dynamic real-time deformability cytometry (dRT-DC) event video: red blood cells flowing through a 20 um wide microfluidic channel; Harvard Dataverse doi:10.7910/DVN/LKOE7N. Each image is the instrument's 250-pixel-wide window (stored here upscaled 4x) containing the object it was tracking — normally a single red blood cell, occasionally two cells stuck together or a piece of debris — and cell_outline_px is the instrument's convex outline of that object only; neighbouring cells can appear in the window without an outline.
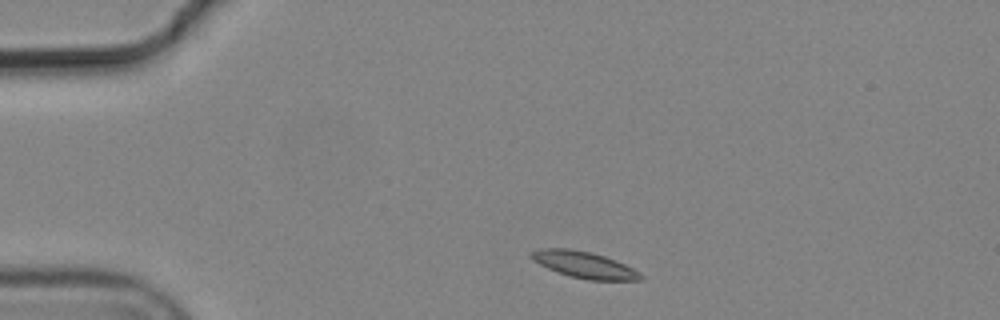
{"species": "common noctule bat (a hibernating species)", "species_latin": "Nyctalus noctula", "temperature_condition": "cold", "stored_images_in_passage": 3, "camera_frame_rate_fps": 3000, "um_per_image_px": 0.085, "animal": {"sex": "male", "body_mass_g": 19.2, "forearm_length_mm": 51.8}, "frame": {"image": 1, "passage_image": 1, "time_ms": 0.0, "image_size_px": [1000, 320], "cell_outline_px": [[644, 276], [640, 280], [588, 280], [572, 276], [548, 268], [532, 260], [528, 256], [528, 252], [540, 248], [568, 248], [592, 252], [616, 260], [640, 272]], "centroid_in_image_um": [49.63, 22.48], "position_along_channel_um": 35.4, "area_um2": 16.88}}
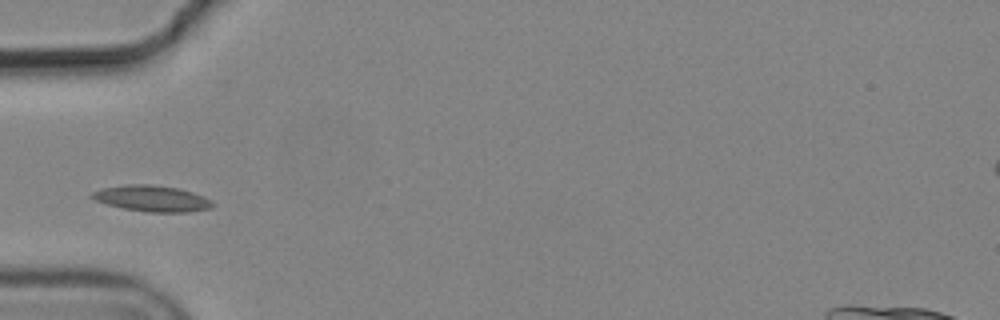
{"frame": {"image": 2, "passage_image": 3, "time_ms": 0.667, "image_size_px": [1000, 320], "cell_outline_px": [[216, 204], [208, 208], [188, 212], [148, 212], [124, 208], [108, 204], [96, 200], [88, 196], [92, 192], [104, 188], [128, 184], [152, 184], [176, 188], [192, 192], [204, 196], [212, 200]], "centroid_in_image_um": [12.94, 16.87], "position_along_channel_um": 72.1, "area_um2": 18.15}}